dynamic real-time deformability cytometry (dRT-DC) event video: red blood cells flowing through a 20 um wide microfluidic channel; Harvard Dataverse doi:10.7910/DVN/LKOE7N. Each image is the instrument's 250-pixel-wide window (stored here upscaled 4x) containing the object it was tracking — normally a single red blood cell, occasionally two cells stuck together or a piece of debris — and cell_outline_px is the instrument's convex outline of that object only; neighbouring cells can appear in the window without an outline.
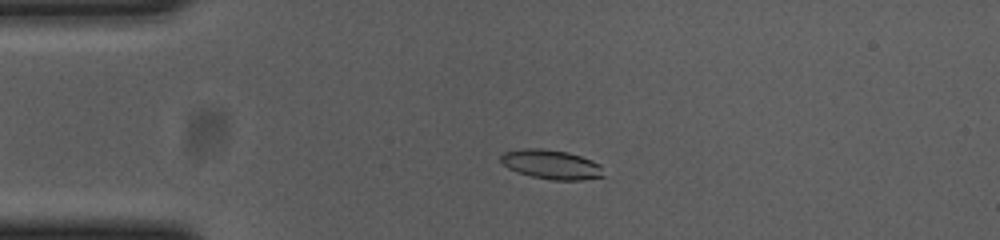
{"species": "common noctule bat (a hibernating species)", "species_latin": "Nyctalus noctula", "temperature_condition": "cold", "stored_images_in_passage": 55, "camera_frame_rate_fps": 3000, "um_per_image_px": 0.085, "animal": {"sex": "female", "body_mass_g": 23.0, "forearm_length_mm": 53.4}, "frame": {"image": 1, "passage_image": 12, "time_ms": 3.667, "image_size_px": [1000, 240], "cell_outline_px": [[604, 176], [580, 180], [552, 180], [532, 176], [516, 172], [508, 168], [500, 160], [500, 156], [504, 152], [524, 148], [540, 148], [568, 152], [592, 160], [600, 164]], "centroid_in_image_um": [46.85, 13.97], "position_along_channel_um": 38.2, "area_um2": 17.51}}
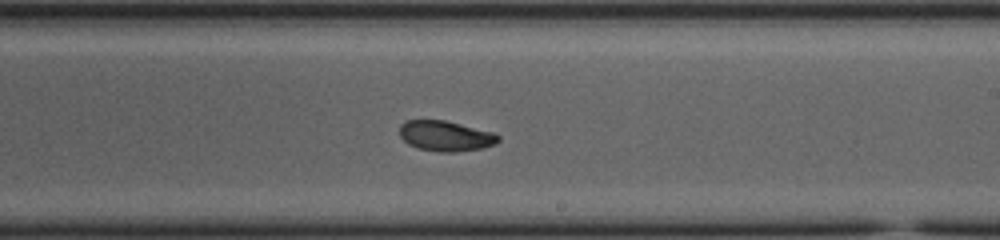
{"frame": {"image": 2, "passage_image": 32, "time_ms": 10.333, "image_size_px": [1000, 240], "cell_outline_px": [[500, 140], [496, 144], [480, 148], [456, 152], [440, 152], [416, 148], [408, 144], [400, 136], [400, 124], [408, 120], [444, 120], [492, 132], [500, 136]], "centroid_in_image_um": [37.86, 11.56], "position_along_channel_um": 251.1, "area_um2": 17.4}}
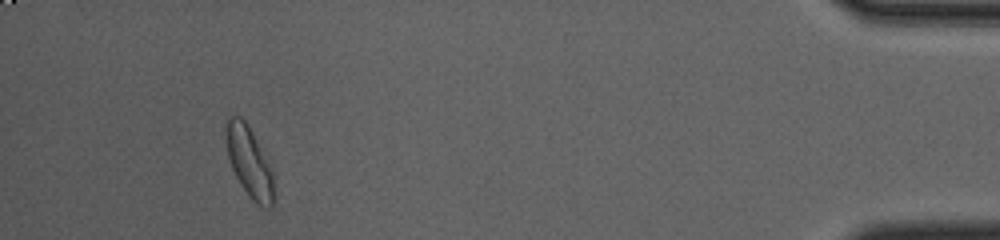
{"frame": {"image": 3, "passage_image": 51, "time_ms": 16.667, "image_size_px": [1000, 240], "cell_outline_px": [[272, 204], [268, 208], [256, 204], [248, 196], [240, 184], [232, 168], [228, 156], [224, 120], [232, 116], [240, 116], [248, 124], [272, 168]], "centroid_in_image_um": [21.15, 13.72], "position_along_channel_um": 414.0, "area_um2": 19.42}, "authors_computed_cell_mechanics": {"area_um2": 17.7446, "velocity_mm_per_s": 3.6575, "shape_relaxation_time_tau1_ms": 7.7229, "shape_relaxation_time_tau2_ms": 3.0938, "deformation_change_tau1": 0.1688, "deformation_change_tau2": 0.0749}}